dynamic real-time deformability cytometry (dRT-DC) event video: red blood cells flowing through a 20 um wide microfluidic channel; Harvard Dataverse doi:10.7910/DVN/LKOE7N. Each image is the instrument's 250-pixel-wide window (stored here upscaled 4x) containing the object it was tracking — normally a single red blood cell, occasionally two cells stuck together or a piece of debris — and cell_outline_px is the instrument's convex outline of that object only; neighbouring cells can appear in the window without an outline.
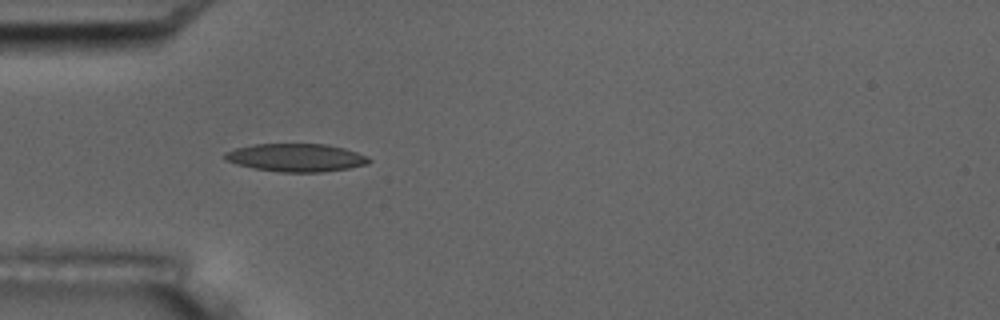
{"species": "common noctule bat (a hibernating species)", "species_latin": "Nyctalus noctula", "temperature_condition": "room temperature", "stored_images_in_passage": 4, "camera_frame_rate_fps": 3000, "um_per_image_px": 0.085, "animal": {"sex": "male", "body_mass_g": 17.5, "forearm_length_mm": 52.3}, "frame": {"image": 1, "passage_image": 2, "time_ms": 1.0, "image_size_px": [1000, 320], "cell_outline_px": [[372, 160], [368, 164], [348, 168], [320, 172], [280, 172], [256, 168], [236, 164], [224, 160], [224, 152], [236, 148], [256, 144], [328, 144], [344, 148], [368, 156]], "centroid_in_image_um": [25.17, 13.39], "position_along_channel_um": 59.8, "area_um2": 23.47}}